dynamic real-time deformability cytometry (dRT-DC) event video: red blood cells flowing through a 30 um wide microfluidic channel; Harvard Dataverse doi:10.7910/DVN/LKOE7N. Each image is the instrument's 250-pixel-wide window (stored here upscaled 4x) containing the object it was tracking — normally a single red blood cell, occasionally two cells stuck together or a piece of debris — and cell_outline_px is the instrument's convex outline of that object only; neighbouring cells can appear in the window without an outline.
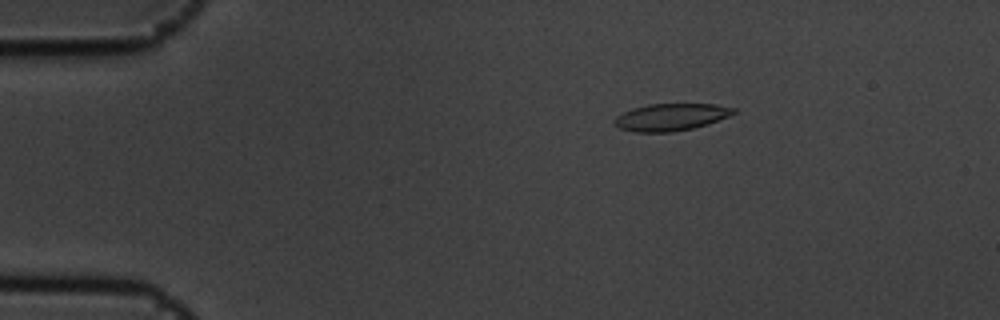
{"species": "common noctule bat (a hibernating species)", "species_latin": "Nyctalus noctula", "temperature_condition": "cold", "stored_images_in_passage": 6, "segment_of_instrument_passage": [1, 2], "camera_frame_rate_fps": 3000, "um_per_image_px": 0.085, "animal": {"sex": "male", "body_mass_g": 19.5, "forearm_length_mm": 54.6}, "frame": {"image": 1, "passage_image": 3, "time_ms": 0.667, "image_size_px": [1000, 320], "cell_outline_px": [[736, 112], [728, 116], [692, 128], [672, 132], [636, 132], [620, 128], [616, 124], [616, 116], [632, 108], [648, 104], [716, 104], [736, 108]], "centroid_in_image_um": [57.03, 9.94], "position_along_channel_um": 28.0, "area_um2": 18.5}}